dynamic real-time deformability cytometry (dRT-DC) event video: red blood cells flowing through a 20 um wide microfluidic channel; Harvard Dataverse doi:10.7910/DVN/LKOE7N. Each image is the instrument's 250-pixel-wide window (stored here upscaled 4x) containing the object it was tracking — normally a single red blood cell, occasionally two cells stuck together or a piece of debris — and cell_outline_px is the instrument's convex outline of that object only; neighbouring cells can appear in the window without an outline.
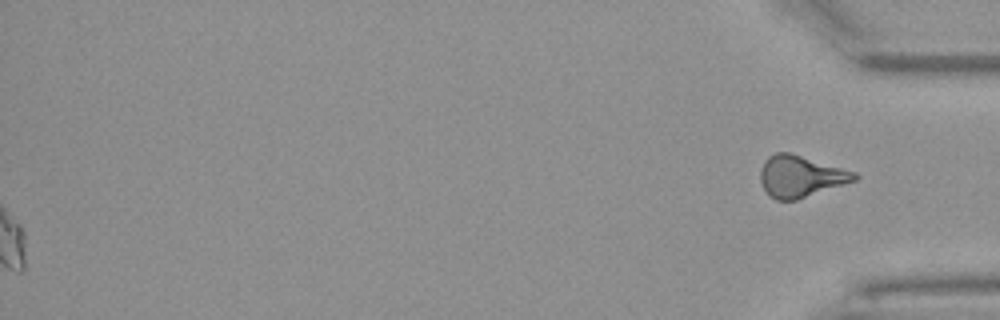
{"species": "Egyptian fruit bat (a non-hibernating species)", "species_latin": "Rousettus aegyptiacus", "temperature_condition": "warm", "stored_images_in_passage": 45, "segment_of_instrument_passage": [2, 2], "camera_frame_rate_fps": 3000, "um_per_image_px": 0.085, "animal": {"sex": "female"}, "frame": {"image": 1, "passage_image": 45, "time_ms": 14.667, "image_size_px": [1000, 320], "cell_outline_px": [[860, 176], [856, 180], [796, 200], [776, 200], [768, 196], [760, 180], [760, 172], [764, 160], [768, 156], [776, 152], [788, 152], [856, 172]], "centroid_in_image_um": [68.03, 14.99], "position_along_channel_um": 367.2, "area_um2": 22.66}}